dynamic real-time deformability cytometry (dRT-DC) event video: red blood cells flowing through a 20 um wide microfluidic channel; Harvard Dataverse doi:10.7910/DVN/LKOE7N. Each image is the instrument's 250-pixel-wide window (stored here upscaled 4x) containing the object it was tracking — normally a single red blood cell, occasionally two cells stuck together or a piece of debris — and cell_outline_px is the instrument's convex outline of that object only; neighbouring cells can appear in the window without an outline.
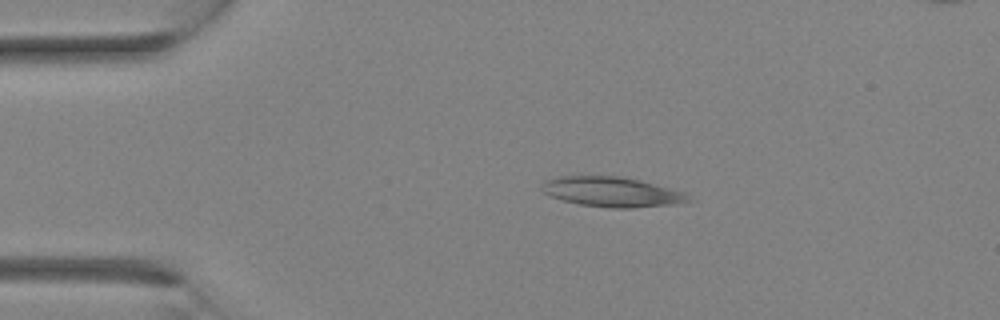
{"species": "Egyptian fruit bat (a non-hibernating species)", "species_latin": "Rousettus aegyptiacus", "temperature_condition": "room temperature", "stored_images_in_passage": 1, "camera_frame_rate_fps": 3000, "um_per_image_px": 0.085, "animal": {"sex": "female"}, "frame": {"image": 1, "passage_image": 1, "time_ms": 0.0, "image_size_px": [1000, 320], "cell_outline_px": [[692, 200], [676, 204], [632, 208], [608, 208], [580, 204], [548, 196], [540, 188], [540, 184], [544, 180], [560, 176], [620, 176], [640, 180], [684, 192]], "centroid_in_image_um": [51.97, 16.31], "position_along_channel_um": 33.0, "area_um2": 25.61}}